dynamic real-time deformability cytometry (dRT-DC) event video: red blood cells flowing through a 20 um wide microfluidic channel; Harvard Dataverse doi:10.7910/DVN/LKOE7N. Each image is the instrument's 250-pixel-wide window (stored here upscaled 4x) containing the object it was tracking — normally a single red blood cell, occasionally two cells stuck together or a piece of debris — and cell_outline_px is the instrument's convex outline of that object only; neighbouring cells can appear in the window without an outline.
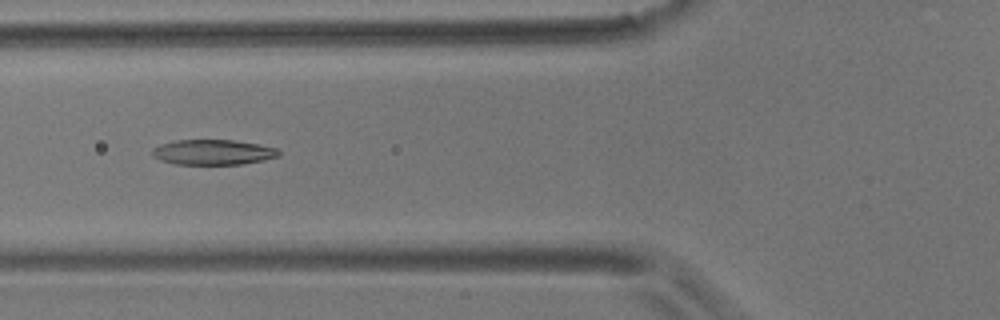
{"species": "common noctule bat (a hibernating species)", "species_latin": "Nyctalus noctula", "temperature_condition": "room temperature", "stored_images_in_passage": 6, "camera_frame_rate_fps": 3000, "um_per_image_px": 0.085, "animal": {"sex": "male", "body_mass_g": 17.9}, "frame": {"image": 1, "passage_image": 3, "time_ms": 2.333, "image_size_px": [1000, 320], "cell_outline_px": [[280, 156], [264, 160], [244, 164], [176, 164], [160, 160], [152, 156], [152, 148], [160, 144], [176, 140], [232, 140], [260, 144], [276, 148], [280, 152]], "centroid_in_image_um": [18.11, 12.93], "position_along_channel_um": 107.7, "area_um2": 18.67}}
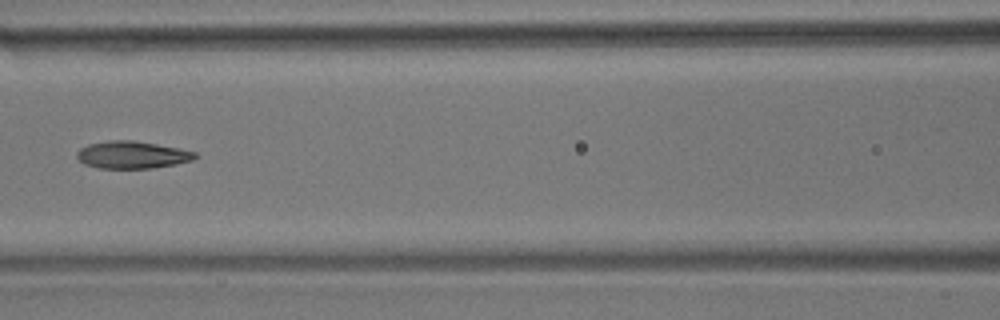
{"frame": {"image": 2, "passage_image": 4, "time_ms": 3.667, "image_size_px": [1000, 320], "cell_outline_px": [[196, 156], [192, 160], [176, 164], [152, 168], [100, 168], [84, 164], [76, 156], [76, 152], [80, 148], [88, 144], [108, 140], [132, 140], [180, 148], [196, 152]], "centroid_in_image_um": [11.21, 13.15], "position_along_channel_um": 155.4, "area_um2": 18.79}}
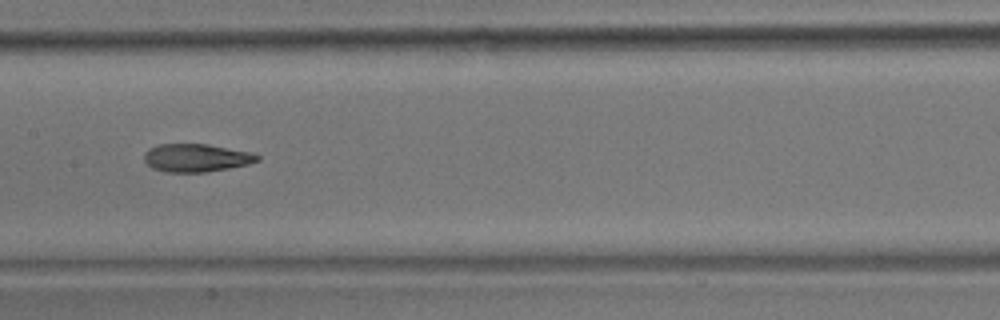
{"frame": {"image": 3, "passage_image": 5, "time_ms": 4.667, "image_size_px": [1000, 320], "cell_outline_px": [[260, 160], [248, 164], [228, 168], [204, 172], [164, 172], [152, 168], [144, 160], [144, 152], [148, 148], [160, 144], [208, 144], [252, 152], [260, 156]], "centroid_in_image_um": [16.67, 13.41], "position_along_channel_um": 190.7, "area_um2": 18.55}}